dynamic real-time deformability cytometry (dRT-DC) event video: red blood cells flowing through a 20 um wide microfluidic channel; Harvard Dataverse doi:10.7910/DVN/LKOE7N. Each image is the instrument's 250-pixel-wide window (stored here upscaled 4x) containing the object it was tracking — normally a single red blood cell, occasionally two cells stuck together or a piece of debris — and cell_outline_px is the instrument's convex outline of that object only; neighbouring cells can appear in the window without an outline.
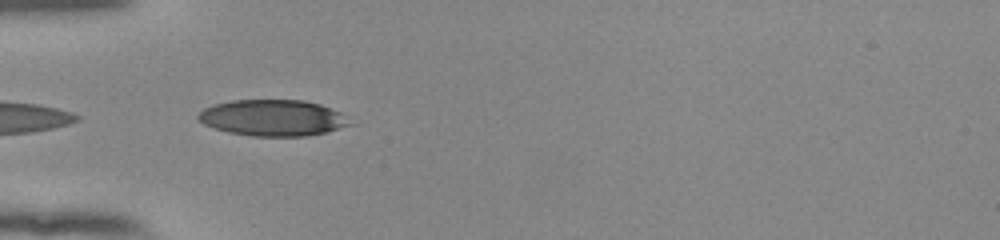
{"species": "human", "species_latin": "Homo sapiens", "temperature_condition": "room temperature", "stored_images_in_passage": 8, "camera_frame_rate_fps": 3000, "um_per_image_px": 0.085, "donor": {"sex": "female"}, "frame": {"image": 1, "passage_image": 1, "time_ms": 0.0, "image_size_px": [1000, 240], "cell_outline_px": [[356, 124], [324, 132], [304, 136], [252, 136], [228, 132], [204, 124], [196, 116], [204, 108], [216, 104], [232, 100], [304, 100], [320, 104], [340, 112], [348, 116]], "centroid_in_image_um": [23.24, 10.01], "position_along_channel_um": 61.8, "area_um2": 32.02}}